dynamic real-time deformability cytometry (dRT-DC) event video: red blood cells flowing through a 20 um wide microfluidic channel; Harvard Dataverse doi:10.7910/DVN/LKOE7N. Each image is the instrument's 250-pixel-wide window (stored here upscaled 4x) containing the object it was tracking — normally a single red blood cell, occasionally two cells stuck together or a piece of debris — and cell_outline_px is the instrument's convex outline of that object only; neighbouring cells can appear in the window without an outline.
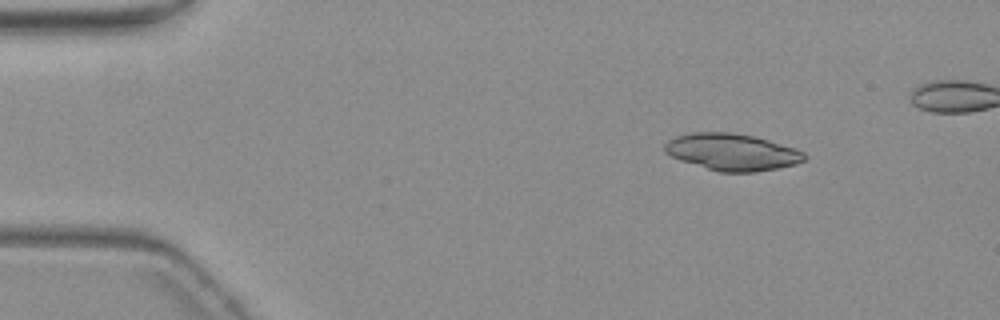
{"species": "common noctule bat (a hibernating species)", "species_latin": "Nyctalus noctula", "temperature_condition": "warm", "stored_images_in_passage": 5, "camera_frame_rate_fps": 3000, "um_per_image_px": 0.085, "animal": {"sex": "female", "body_mass_g": 19.3, "forearm_length_mm": 54.1}, "frame": {"image": 1, "passage_image": 1, "time_ms": 0.0, "image_size_px": [1000, 320], "cell_outline_px": [[808, 156], [804, 160], [796, 164], [756, 172], [720, 172], [680, 160], [664, 152], [664, 144], [668, 140], [676, 136], [692, 132], [732, 132], [756, 136], [796, 148], [804, 152]], "centroid_in_image_um": [62.24, 12.91], "position_along_channel_um": 22.8, "area_um2": 30.11}}